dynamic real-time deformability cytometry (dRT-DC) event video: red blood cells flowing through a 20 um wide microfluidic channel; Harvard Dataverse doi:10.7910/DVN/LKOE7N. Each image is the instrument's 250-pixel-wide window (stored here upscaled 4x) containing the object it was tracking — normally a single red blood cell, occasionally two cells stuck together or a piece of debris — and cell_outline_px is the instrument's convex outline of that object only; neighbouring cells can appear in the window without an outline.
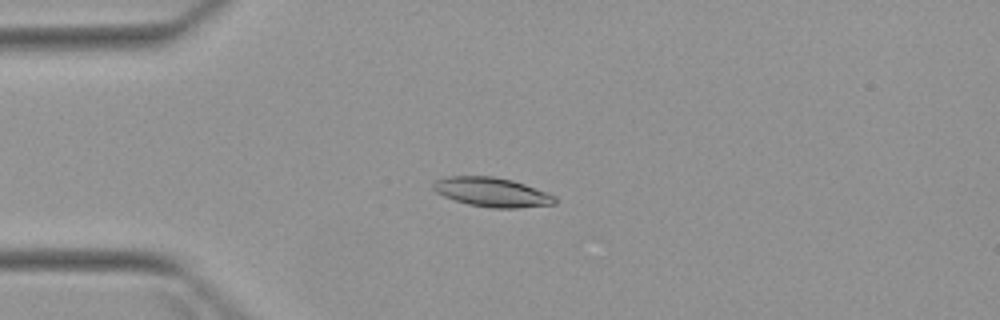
{"species": "Egyptian fruit bat (a non-hibernating species)", "species_latin": "Rousettus aegyptiacus", "temperature_condition": "warm", "stored_images_in_passage": 5, "camera_frame_rate_fps": 3000, "um_per_image_px": 0.085, "animal": {"sex": "female"}, "frame": {"image": 1, "passage_image": 3, "time_ms": 2.333, "image_size_px": [1000, 320], "cell_outline_px": [[556, 204], [516, 208], [492, 208], [468, 204], [444, 196], [436, 192], [432, 188], [432, 184], [436, 180], [448, 176], [492, 176], [512, 180], [524, 184], [556, 196]], "centroid_in_image_um": [41.81, 16.33], "position_along_channel_um": 43.2, "area_um2": 20.63}}
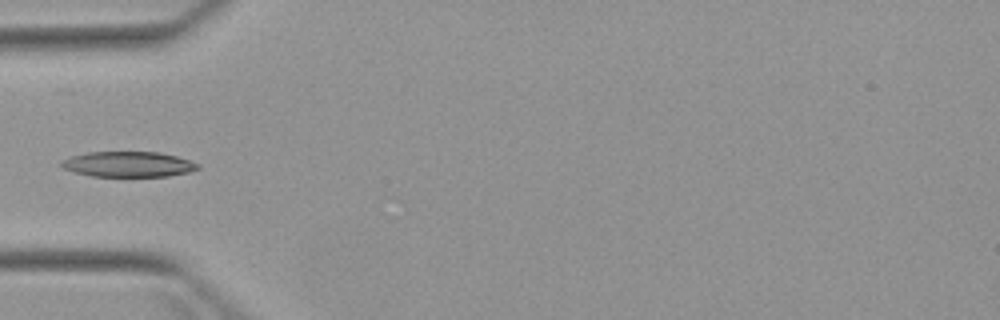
{"frame": {"image": 2, "passage_image": 4, "time_ms": 3.667, "image_size_px": [1000, 320], "cell_outline_px": [[200, 168], [188, 172], [168, 176], [92, 176], [72, 172], [64, 168], [60, 164], [60, 160], [72, 156], [88, 152], [160, 152], [176, 156], [200, 164]], "centroid_in_image_um": [10.89, 13.96], "position_along_channel_um": 74.1, "area_um2": 20.17}}
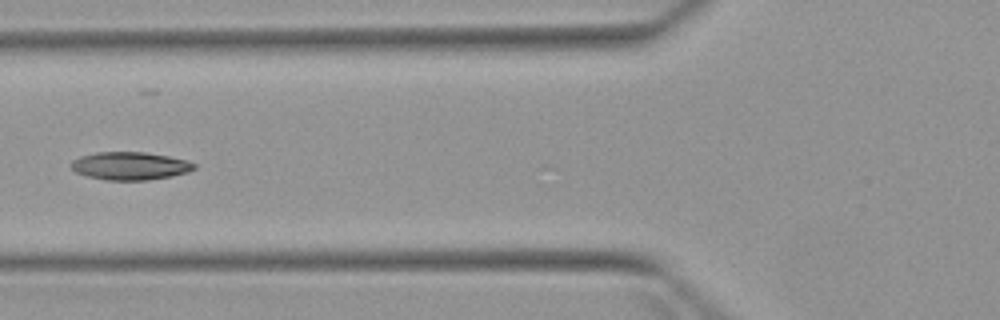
{"frame": {"image": 3, "passage_image": 5, "time_ms": 4.667, "image_size_px": [1000, 320], "cell_outline_px": [[196, 168], [188, 172], [172, 176], [148, 180], [104, 180], [88, 176], [76, 172], [72, 168], [72, 160], [80, 156], [96, 152], [144, 152], [168, 156], [188, 160], [196, 164]], "centroid_in_image_um": [11.08, 14.1], "position_along_channel_um": 114.7, "area_um2": 20.06}}